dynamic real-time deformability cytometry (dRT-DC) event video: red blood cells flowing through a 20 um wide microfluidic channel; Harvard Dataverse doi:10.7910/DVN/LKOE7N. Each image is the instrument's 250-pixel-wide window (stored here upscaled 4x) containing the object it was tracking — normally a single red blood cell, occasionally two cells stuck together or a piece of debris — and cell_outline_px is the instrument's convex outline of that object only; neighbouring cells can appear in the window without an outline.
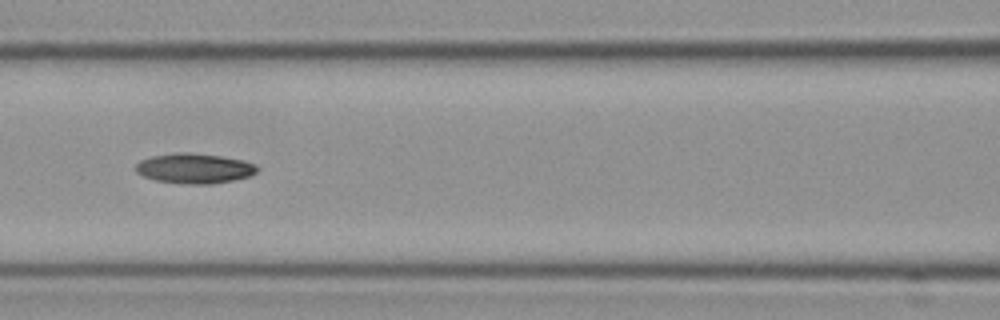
{"species": "Egyptian fruit bat (a non-hibernating species)", "species_latin": "Rousettus aegyptiacus", "temperature_condition": "cold", "stored_images_in_passage": 15, "camera_frame_rate_fps": 3000, "um_per_image_px": 0.085, "frame": {"image": 1, "passage_image": 7, "time_ms": 2.0, "image_size_px": [1000, 320], "cell_outline_px": [[260, 168], [256, 172], [248, 176], [232, 180], [208, 184], [184, 184], [156, 180], [144, 176], [136, 172], [136, 164], [140, 160], [152, 156], [176, 152], [184, 152], [220, 156], [240, 160], [256, 164]], "centroid_in_image_um": [16.5, 14.31], "position_along_channel_um": 150.1, "area_um2": 21.04}}
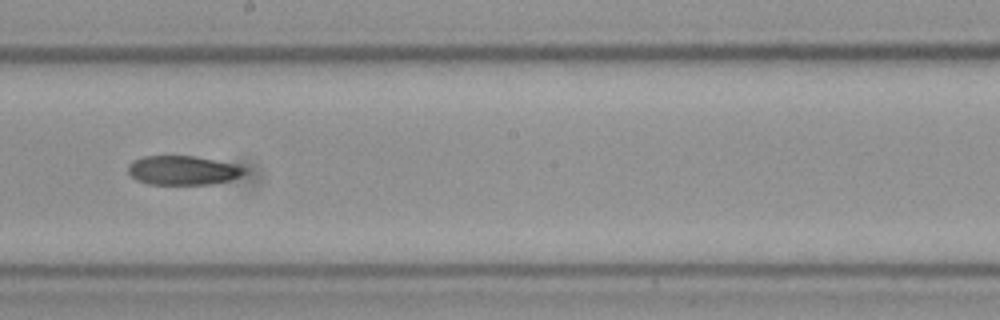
{"frame": {"image": 2, "passage_image": 9, "time_ms": 2.667, "image_size_px": [1000, 320], "cell_outline_px": [[244, 172], [240, 176], [228, 180], [212, 184], [148, 184], [136, 180], [128, 172], [128, 164], [132, 160], [144, 156], [192, 156], [236, 164], [244, 168]], "centroid_in_image_um": [15.49, 14.48], "position_along_channel_um": 232.7, "area_um2": 19.59}}
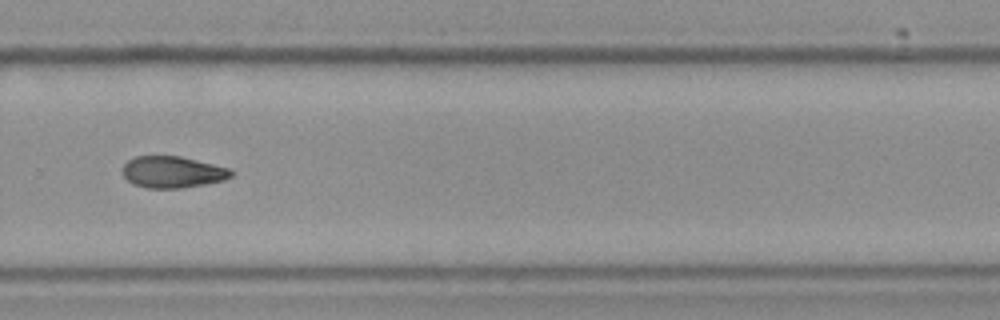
{"frame": {"image": 3, "passage_image": 11, "time_ms": 3.333, "image_size_px": [1000, 320], "cell_outline_px": [[236, 172], [232, 176], [224, 180], [204, 184], [180, 188], [148, 188], [132, 184], [124, 176], [124, 164], [128, 160], [136, 156], [180, 156], [232, 168]], "centroid_in_image_um": [14.72, 14.62], "position_along_channel_um": 315.1, "area_um2": 20.06}}